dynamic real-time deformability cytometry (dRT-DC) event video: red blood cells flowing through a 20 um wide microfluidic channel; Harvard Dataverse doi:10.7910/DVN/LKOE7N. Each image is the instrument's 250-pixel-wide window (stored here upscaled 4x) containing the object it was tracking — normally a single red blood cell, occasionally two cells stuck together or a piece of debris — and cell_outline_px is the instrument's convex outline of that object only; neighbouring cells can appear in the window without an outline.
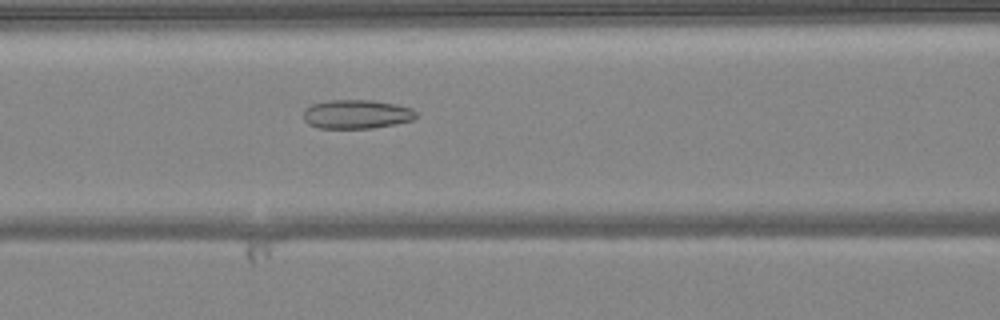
{"species": "common noctule bat (a hibernating species)", "species_latin": "Nyctalus noctula", "temperature_condition": "warm", "stored_images_in_passage": 50, "camera_frame_rate_fps": 3000, "um_per_image_px": 0.085, "animal": {"sex": "female", "body_mass_g": 24.6, "forearm_length_mm": 56.2}, "frame": {"image": 1, "passage_image": 21, "time_ms": 6.667, "image_size_px": [1000, 320], "cell_outline_px": [[416, 116], [412, 120], [372, 128], [320, 128], [308, 124], [304, 120], [304, 108], [312, 104], [328, 100], [372, 100], [396, 104], [412, 108], [416, 112]], "centroid_in_image_um": [30.28, 9.7], "position_along_channel_um": 136.3, "area_um2": 18.96}}
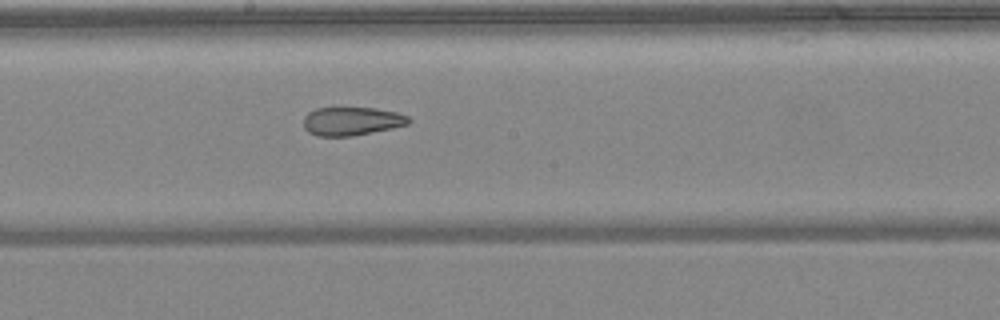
{"frame": {"image": 2, "passage_image": 27, "time_ms": 8.667, "image_size_px": [1000, 320], "cell_outline_px": [[412, 120], [408, 124], [392, 128], [352, 136], [316, 136], [308, 132], [304, 128], [304, 116], [308, 112], [316, 108], [376, 108], [396, 112], [408, 116]], "centroid_in_image_um": [29.88, 10.3], "position_along_channel_um": 218.3, "area_um2": 17.46}}
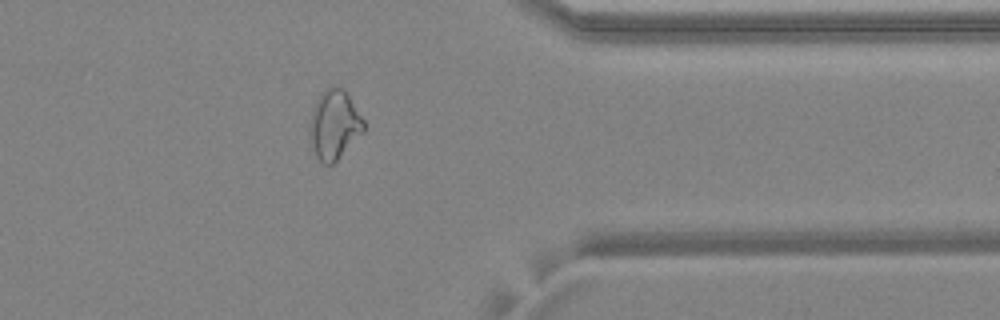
{"frame": {"image": 3, "passage_image": 40, "time_ms": 13.0, "image_size_px": [1000, 320], "cell_outline_px": [[364, 132], [332, 164], [324, 164], [316, 156], [308, 136], [308, 128], [312, 108], [320, 92], [328, 88], [344, 88], [348, 92], [364, 120]], "centroid_in_image_um": [28.4, 10.58], "position_along_channel_um": 383.0, "area_um2": 21.96}, "authors_computed_cell_mechanics": {"area_um2": 22.7732, "velocity_mm_per_s": 4.1101, "shape_relaxation_time_tau1_ms": null, "shape_relaxation_time_tau2_ms": 1.8898, "deformation_change_tau1": null, "deformation_change_tau2": 0.0945}}